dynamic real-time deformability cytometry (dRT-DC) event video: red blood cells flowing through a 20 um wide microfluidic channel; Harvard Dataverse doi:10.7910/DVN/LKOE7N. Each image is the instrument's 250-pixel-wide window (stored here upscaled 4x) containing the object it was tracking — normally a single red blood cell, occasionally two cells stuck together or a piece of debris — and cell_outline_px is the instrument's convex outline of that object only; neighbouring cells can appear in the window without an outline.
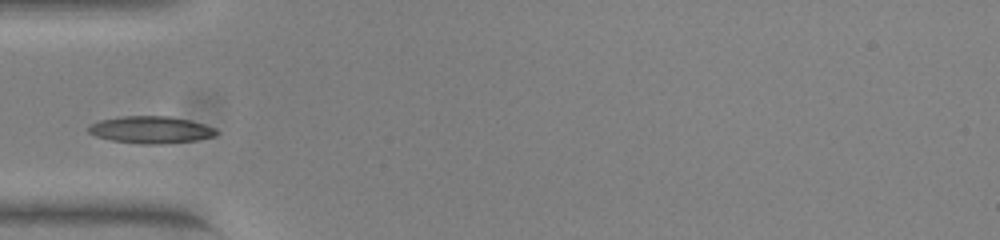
{"species": "common noctule bat (a hibernating species)", "species_latin": "Nyctalus noctula", "temperature_condition": "warm", "stored_images_in_passage": 37, "camera_frame_rate_fps": 3000, "um_per_image_px": 0.085, "animal": {"sex": "female", "body_mass_g": 23.0, "forearm_length_mm": 53.4}, "frame": {"image": 1, "passage_image": 1, "time_ms": 0.0, "image_size_px": [1000, 240], "cell_outline_px": [[216, 136], [196, 140], [160, 144], [140, 144], [112, 140], [96, 136], [88, 132], [88, 128], [92, 124], [100, 120], [120, 116], [168, 116], [188, 120], [204, 124], [216, 128]], "centroid_in_image_um": [12.82, 11.03], "position_along_channel_um": 72.2, "area_um2": 20.06}}
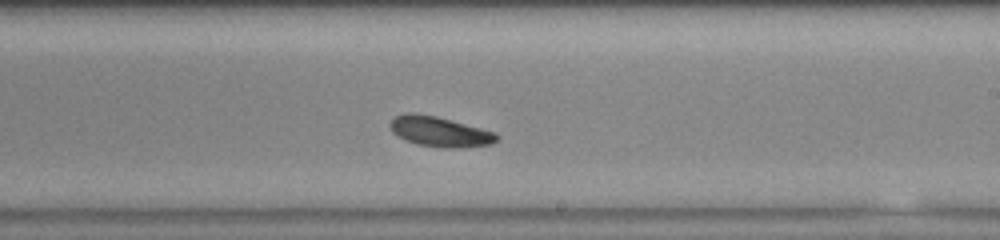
{"frame": {"image": 2, "passage_image": 15, "time_ms": 4.667, "image_size_px": [1000, 240], "cell_outline_px": [[500, 136], [492, 144], [468, 148], [444, 148], [416, 144], [396, 136], [392, 132], [388, 124], [396, 116], [404, 112], [416, 112], [436, 116], [496, 132]], "centroid_in_image_um": [37.37, 11.19], "position_along_channel_um": 251.6, "area_um2": 19.07}}
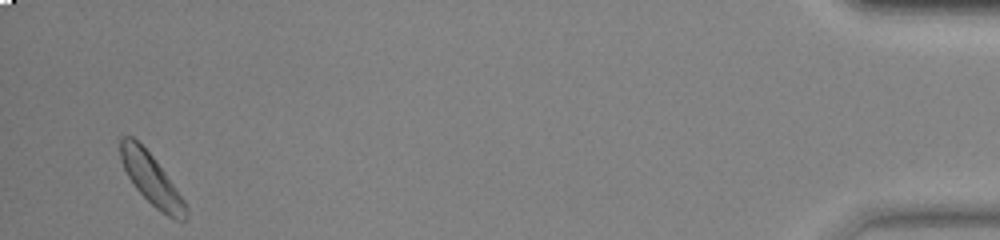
{"frame": {"image": 3, "passage_image": 35, "time_ms": 11.333, "image_size_px": [1000, 240], "cell_outline_px": [[188, 216], [184, 220], [180, 220], [168, 216], [160, 212], [136, 188], [128, 176], [120, 160], [120, 136], [132, 136], [152, 156], [164, 172], [184, 200], [188, 212]], "centroid_in_image_um": [12.85, 15.23], "position_along_channel_um": 422.4, "area_um2": 18.9}}